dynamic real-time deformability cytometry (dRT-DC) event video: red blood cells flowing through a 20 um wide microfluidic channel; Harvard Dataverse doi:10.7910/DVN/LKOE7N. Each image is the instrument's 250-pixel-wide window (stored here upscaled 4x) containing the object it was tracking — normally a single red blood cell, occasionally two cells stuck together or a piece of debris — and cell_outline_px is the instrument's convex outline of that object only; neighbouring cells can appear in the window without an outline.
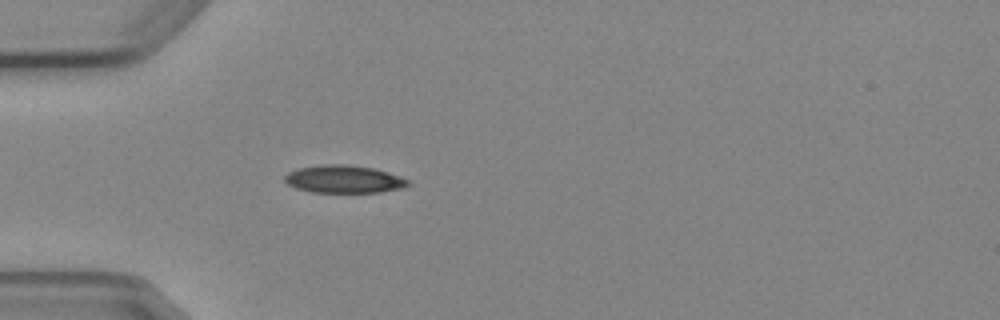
{"species": "Egyptian fruit bat (a non-hibernating species)", "species_latin": "Rousettus aegyptiacus", "temperature_condition": "cold", "stored_images_in_passage": 5, "camera_frame_rate_fps": 3000, "um_per_image_px": 0.085, "animal": {"sex": "female"}, "frame": {"image": 1, "passage_image": 5, "time_ms": 4.667, "image_size_px": [1000, 320], "cell_outline_px": [[412, 184], [400, 188], [380, 192], [312, 192], [296, 188], [288, 184], [284, 180], [284, 176], [288, 172], [296, 168], [324, 164], [348, 164], [372, 168], [388, 172], [412, 180]], "centroid_in_image_um": [29.24, 15.22], "position_along_channel_um": 55.8, "area_um2": 20.06}}